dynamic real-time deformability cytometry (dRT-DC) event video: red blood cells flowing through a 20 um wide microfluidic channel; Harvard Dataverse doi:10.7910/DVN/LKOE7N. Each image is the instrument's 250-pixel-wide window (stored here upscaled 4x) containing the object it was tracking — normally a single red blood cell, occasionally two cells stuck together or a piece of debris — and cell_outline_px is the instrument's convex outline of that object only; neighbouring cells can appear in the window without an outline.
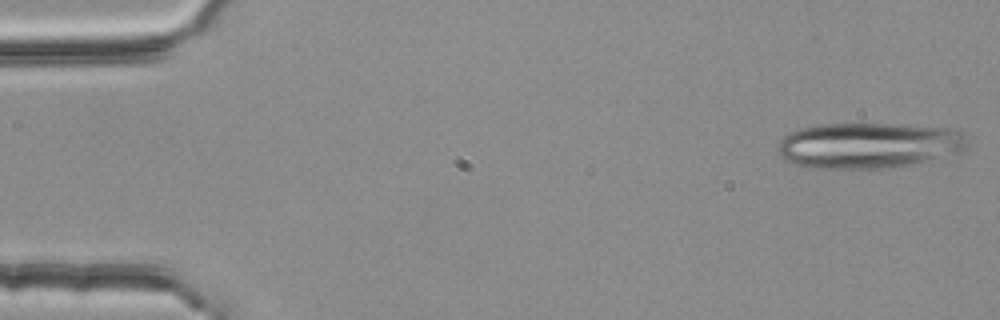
{"species": "common noctule bat (a hibernating species)", "species_latin": "Nyctalus noctula", "temperature_condition": "room temperature", "stored_images_in_passage": 3, "camera_frame_rate_fps": 3000, "um_per_image_px": 0.085, "animal": {"sex": "female", "body_mass_g": 25.1}, "frame": {"image": 1, "passage_image": 1, "time_ms": 0.0, "image_size_px": [1000, 320], "cell_outline_px": [[968, 144], [960, 152], [908, 164], [884, 168], [808, 168], [784, 160], [776, 152], [776, 148], [780, 140], [784, 136], [800, 128], [820, 124], [904, 124], [952, 128], [968, 132]], "centroid_in_image_um": [73.84, 12.34], "position_along_channel_um": 11.2, "area_um2": 50.81}}